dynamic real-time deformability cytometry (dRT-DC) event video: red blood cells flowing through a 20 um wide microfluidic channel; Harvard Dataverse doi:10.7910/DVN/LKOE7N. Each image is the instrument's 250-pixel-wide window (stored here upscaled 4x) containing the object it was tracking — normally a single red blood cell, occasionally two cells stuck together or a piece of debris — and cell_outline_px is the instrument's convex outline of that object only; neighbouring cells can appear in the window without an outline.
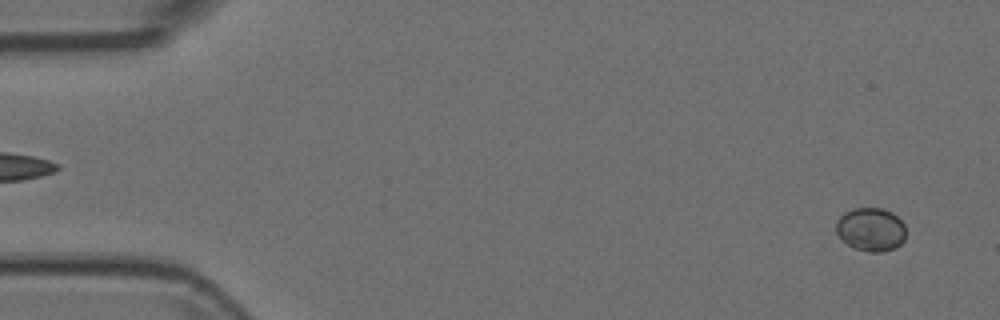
{"species": "Egyptian fruit bat (a non-hibernating species)", "species_latin": "Rousettus aegyptiacus", "temperature_condition": "room temperature", "stored_images_in_passage": 4, "camera_frame_rate_fps": 3000, "um_per_image_px": 0.085, "animal": {"sex": "female"}, "frame": {"image": 1, "passage_image": 1, "time_ms": 0.0, "image_size_px": [1000, 320], "cell_outline_px": [[904, 240], [900, 244], [884, 252], [868, 252], [856, 248], [848, 244], [836, 232], [836, 220], [844, 212], [852, 208], [880, 208], [892, 212], [904, 224]], "centroid_in_image_um": [74.0, 19.49], "position_along_channel_um": 11.0, "area_um2": 17.51}}